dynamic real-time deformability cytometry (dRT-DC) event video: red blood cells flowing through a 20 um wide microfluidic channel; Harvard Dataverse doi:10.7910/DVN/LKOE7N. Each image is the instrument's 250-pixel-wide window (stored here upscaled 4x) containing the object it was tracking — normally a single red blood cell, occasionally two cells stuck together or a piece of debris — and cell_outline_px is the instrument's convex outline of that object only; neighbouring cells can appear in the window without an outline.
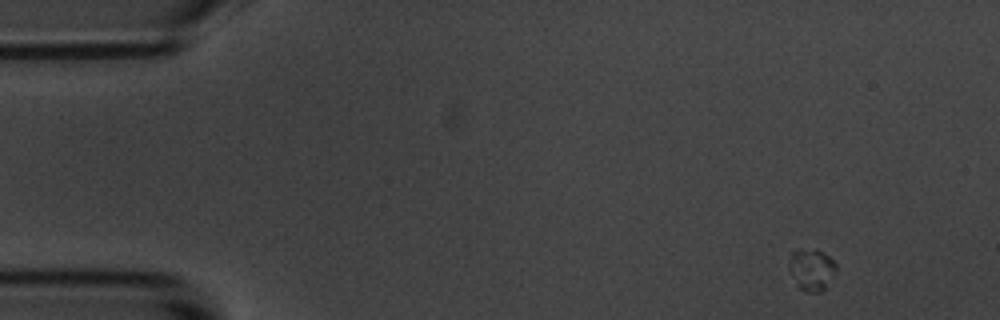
{"species": "common noctule bat (a hibernating species)", "species_latin": "Nyctalus noctula", "temperature_condition": "room temperature", "stored_images_in_passage": 5, "segment_of_instrument_passage": [1, 2], "camera_frame_rate_fps": 3000, "um_per_image_px": 0.085, "animal": {"sex": "male", "body_mass_g": 20.1, "forearm_length_mm": 53.5}, "frame": {"image": 1, "passage_image": 1, "time_ms": 0.0, "image_size_px": [1000, 320], "cell_outline_px": [[836, 268], [824, 288], [820, 292], [804, 292], [796, 284], [788, 268], [792, 252], [816, 248], [824, 252], [836, 264]], "centroid_in_image_um": [68.96, 22.91], "position_along_channel_um": 16.0, "area_um2": 11.16}}
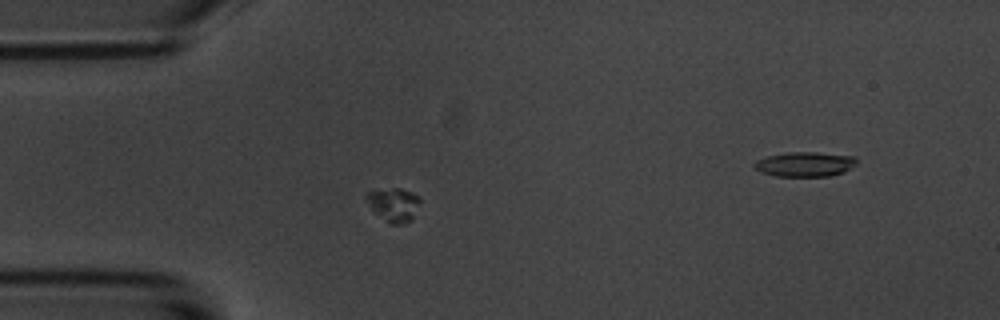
{"frame": {"image": 2, "passage_image": 4, "time_ms": 3.667, "image_size_px": [1000, 320], "cell_outline_px": [[420, 200], [412, 220], [404, 224], [388, 224], [372, 208], [364, 196], [368, 192], [392, 188], [400, 188], [412, 192], [420, 196]], "centroid_in_image_um": [33.49, 17.4], "position_along_channel_um": 51.5, "area_um2": 10.4}}